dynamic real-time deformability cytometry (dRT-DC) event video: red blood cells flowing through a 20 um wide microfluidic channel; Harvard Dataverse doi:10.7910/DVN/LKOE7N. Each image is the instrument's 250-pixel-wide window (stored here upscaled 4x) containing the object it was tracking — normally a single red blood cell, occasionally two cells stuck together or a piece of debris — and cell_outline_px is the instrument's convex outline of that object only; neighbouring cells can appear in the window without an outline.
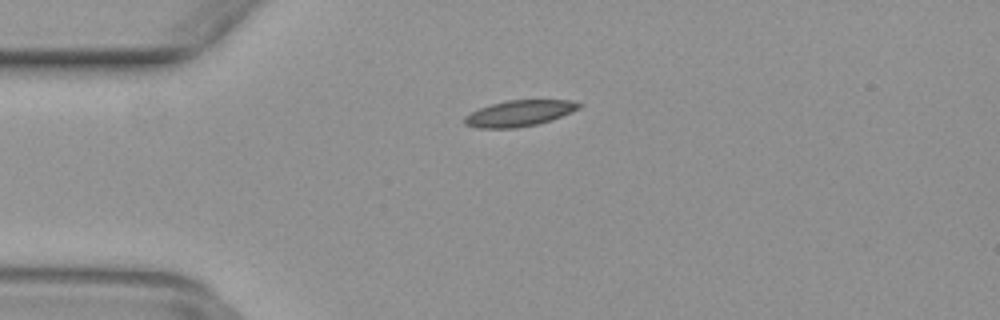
{"species": "common noctule bat (a hibernating species)", "species_latin": "Nyctalus noctula", "temperature_condition": "warm", "stored_images_in_passage": 40, "camera_frame_rate_fps": 3000, "um_per_image_px": 0.085, "animal": {"sex": "female", "body_mass_g": 29.2, "forearm_length_mm": 56.3}, "frame": {"image": 1, "passage_image": 2, "time_ms": 0.333, "image_size_px": [1000, 320], "cell_outline_px": [[584, 104], [580, 108], [572, 112], [552, 120], [536, 124], [516, 128], [476, 128], [464, 124], [464, 116], [480, 108], [492, 104], [508, 100], [572, 100]], "centroid_in_image_um": [44.17, 9.63], "position_along_channel_um": 40.8, "area_um2": 17.4}}
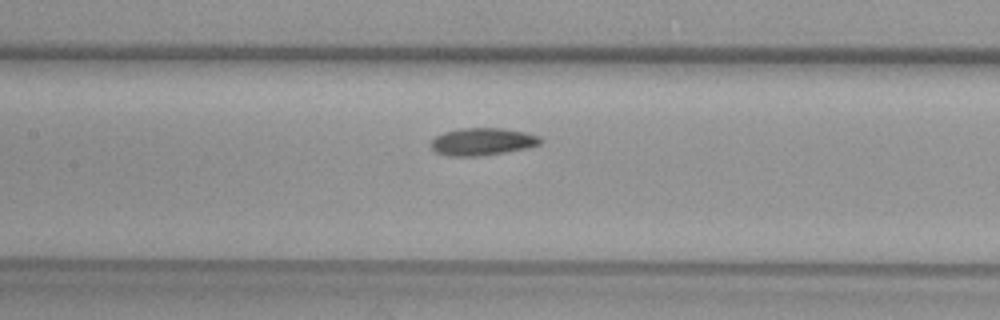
{"frame": {"image": 2, "passage_image": 13, "time_ms": 4.0, "image_size_px": [1000, 320], "cell_outline_px": [[544, 140], [540, 144], [528, 148], [504, 152], [476, 156], [452, 156], [436, 152], [432, 148], [432, 140], [436, 136], [444, 132], [460, 128], [504, 128], [524, 132], [540, 136]], "centroid_in_image_um": [41.05, 12.03], "position_along_channel_um": 166.4, "area_um2": 17.4}}
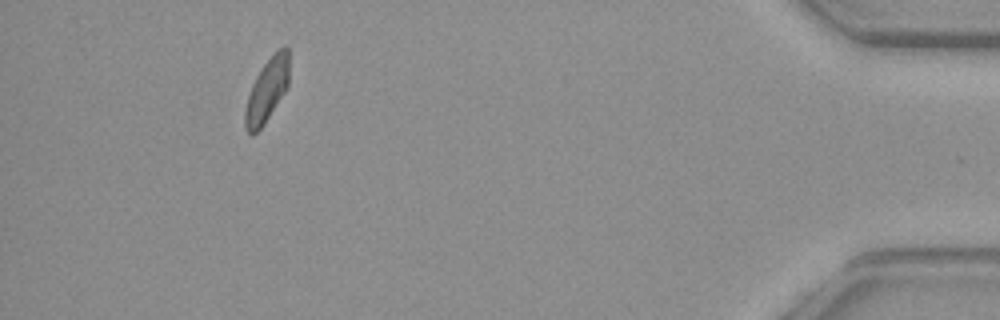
{"frame": {"image": 3, "passage_image": 36, "time_ms": 11.667, "image_size_px": [1000, 320], "cell_outline_px": [[288, 84], [284, 92], [264, 124], [252, 136], [244, 128], [244, 108], [252, 84], [256, 76], [264, 64], [284, 44], [288, 48]], "centroid_in_image_um": [22.66, 7.71], "position_along_channel_um": 412.5, "area_um2": 16.01}}